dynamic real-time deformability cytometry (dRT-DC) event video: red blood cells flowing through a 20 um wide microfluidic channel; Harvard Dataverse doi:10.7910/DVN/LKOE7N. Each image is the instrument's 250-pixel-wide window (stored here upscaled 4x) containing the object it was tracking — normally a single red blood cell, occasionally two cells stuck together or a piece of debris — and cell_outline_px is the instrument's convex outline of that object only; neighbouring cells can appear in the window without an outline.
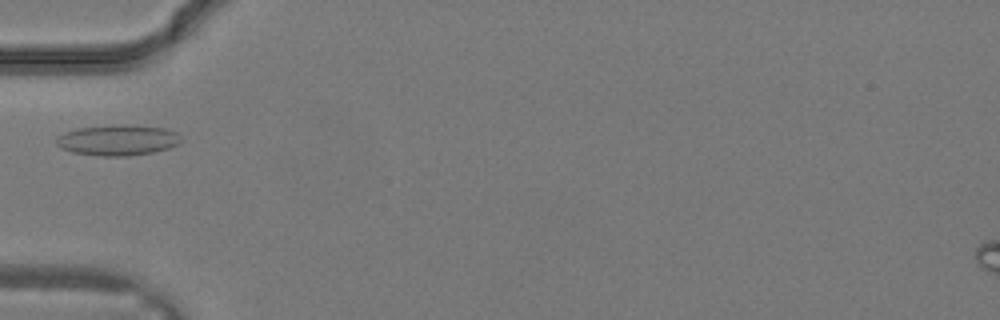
{"species": "common noctule bat (a hibernating species)", "species_latin": "Nyctalus noctula", "temperature_condition": "warm", "stored_images_in_passage": 29, "camera_frame_rate_fps": 3000, "um_per_image_px": 0.085, "animal": {"sex": "male", "body_mass_g": 19.2, "forearm_length_mm": 51.8}, "frame": {"image": 1, "passage_image": 8, "time_ms": 2.333, "image_size_px": [1000, 320], "cell_outline_px": [[180, 140], [176, 144], [168, 148], [152, 152], [128, 156], [96, 156], [72, 152], [60, 148], [56, 144], [56, 136], [64, 132], [76, 128], [124, 124], [136, 124], [164, 128], [176, 132]], "centroid_in_image_um": [9.94, 11.9], "position_along_channel_um": 75.1, "area_um2": 22.43}}
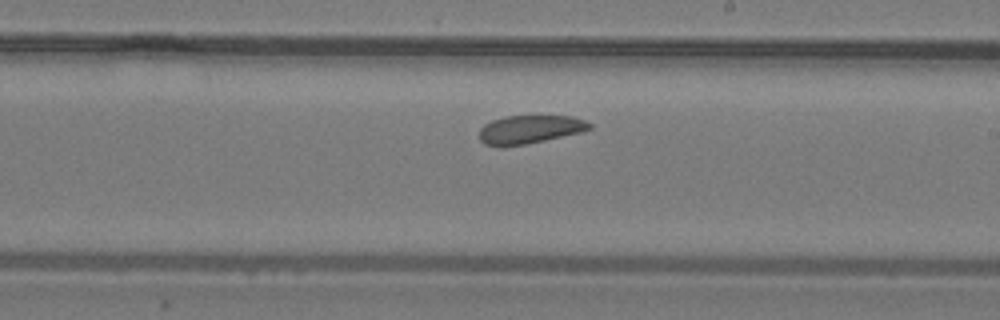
{"frame": {"image": 2, "passage_image": 16, "time_ms": 5.0, "image_size_px": [1000, 320], "cell_outline_px": [[592, 128], [584, 132], [524, 144], [484, 144], [480, 140], [480, 128], [484, 124], [492, 120], [504, 116], [572, 116], [584, 120], [592, 124]], "centroid_in_image_um": [45.09, 10.97], "position_along_channel_um": 243.9, "area_um2": 17.86}}
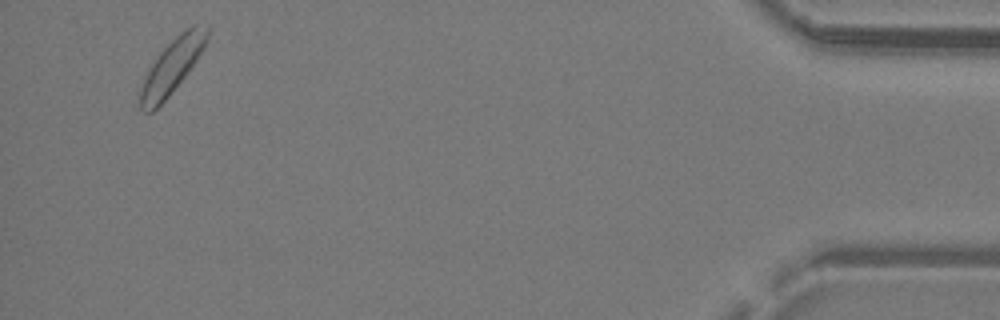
{"frame": {"image": 3, "passage_image": 28, "time_ms": 9.0, "image_size_px": [1000, 320], "cell_outline_px": [[208, 40], [204, 48], [196, 60], [184, 76], [168, 96], [152, 112], [144, 112], [140, 108], [136, 92], [152, 64], [160, 52], [180, 32], [192, 24], [208, 24]], "centroid_in_image_um": [14.59, 5.63], "position_along_channel_um": 420.6, "area_um2": 21.15}}